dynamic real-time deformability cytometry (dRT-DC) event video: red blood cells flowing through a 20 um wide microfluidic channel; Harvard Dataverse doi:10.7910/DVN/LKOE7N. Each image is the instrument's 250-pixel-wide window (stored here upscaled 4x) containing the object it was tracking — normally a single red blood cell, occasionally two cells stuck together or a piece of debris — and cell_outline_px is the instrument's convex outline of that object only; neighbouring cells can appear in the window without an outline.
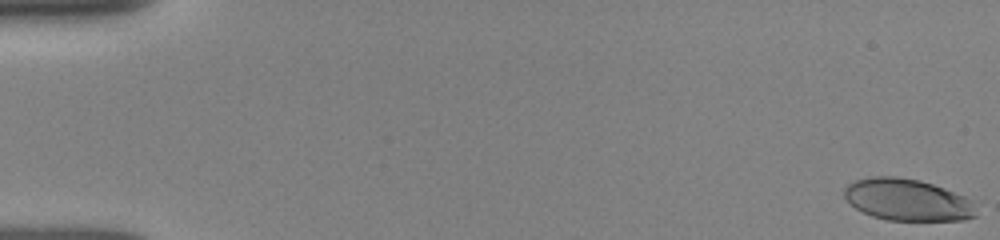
{"species": "human", "species_latin": "Homo sapiens", "temperature_condition": "room temperature", "stored_images_in_passage": 48, "camera_frame_rate_fps": 3000, "um_per_image_px": 0.085, "donor": {"sex": "female"}, "frame": {"image": 1, "passage_image": 1, "time_ms": 0.0, "image_size_px": [1000, 240], "cell_outline_px": [[976, 216], [964, 220], [888, 220], [872, 216], [856, 208], [844, 196], [844, 188], [848, 184], [856, 180], [872, 176], [896, 176], [920, 180], [944, 188], [964, 196], [968, 200]], "centroid_in_image_um": [77.07, 16.97], "position_along_channel_um": 7.9, "area_um2": 31.67}}
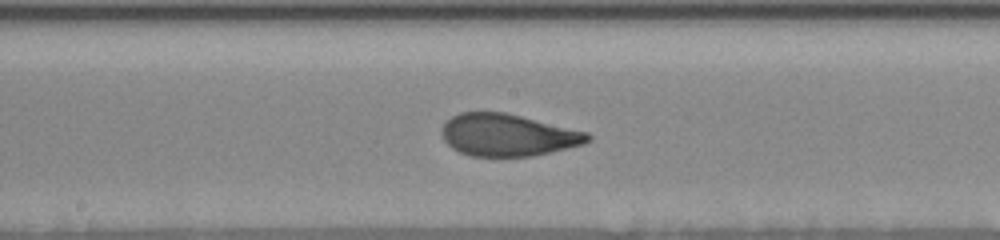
{"frame": {"image": 2, "passage_image": 26, "time_ms": 8.333, "image_size_px": [1000, 240], "cell_outline_px": [[592, 140], [584, 144], [548, 152], [528, 156], [472, 156], [460, 152], [452, 148], [444, 140], [440, 132], [440, 128], [452, 116], [460, 112], [504, 112], [588, 132], [592, 136]], "centroid_in_image_um": [43.14, 11.47], "position_along_channel_um": 205.1, "area_um2": 35.66}}
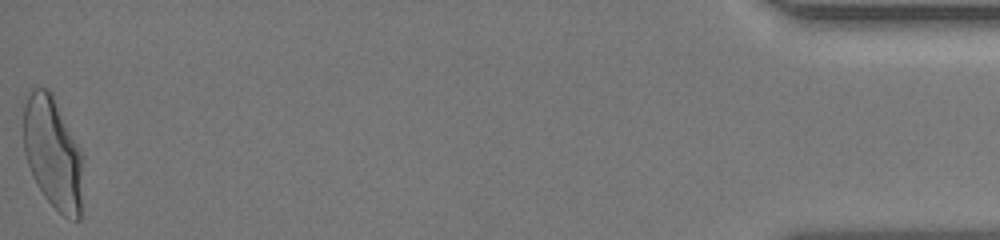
{"frame": {"image": 3, "passage_image": 48, "time_ms": 15.667, "image_size_px": [1000, 240], "cell_outline_px": [[84, 156], [80, 220], [76, 220], [64, 216], [44, 196], [36, 184], [32, 176], [24, 152], [24, 108], [28, 96], [32, 88], [48, 88], [52, 92]], "centroid_in_image_um": [4.52, 13.01], "position_along_channel_um": 430.7, "area_um2": 39.07}, "authors_computed_cell_mechanics": {"area_um2": 35.8938, "velocity_mm_per_s": 3.9273, "shape_relaxation_time_tau1_ms": 3.8692, "shape_relaxation_time_tau2_ms": null, "deformation_change_tau1": 0.171, "deformation_change_tau2": null}}